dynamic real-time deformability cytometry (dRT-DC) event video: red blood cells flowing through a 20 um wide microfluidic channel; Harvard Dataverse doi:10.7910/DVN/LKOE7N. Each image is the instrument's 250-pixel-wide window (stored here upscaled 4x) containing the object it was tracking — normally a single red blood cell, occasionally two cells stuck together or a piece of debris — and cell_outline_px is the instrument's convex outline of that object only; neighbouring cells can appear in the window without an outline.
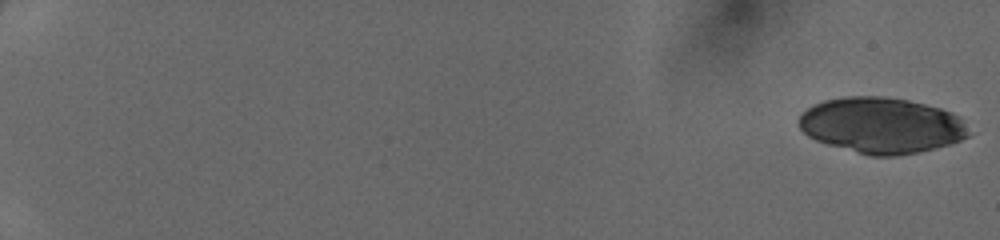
{"species": "human", "species_latin": "Homo sapiens", "temperature_condition": "cold", "stored_images_in_passage": 49, "camera_frame_rate_fps": 3000, "um_per_image_px": 0.085, "donor": {"sex": "female"}, "frame": {"image": 1, "passage_image": 1, "time_ms": 0.0, "image_size_px": [1000, 240], "cell_outline_px": [[972, 132], [968, 136], [960, 140], [948, 144], [920, 152], [896, 156], [872, 156], [828, 144], [816, 140], [808, 136], [796, 124], [796, 120], [800, 112], [812, 104], [824, 100], [844, 96], [880, 96], [908, 100], [940, 108], [952, 112]], "centroid_in_image_um": [74.87, 10.64], "position_along_channel_um": 10.1, "area_um2": 55.37}}
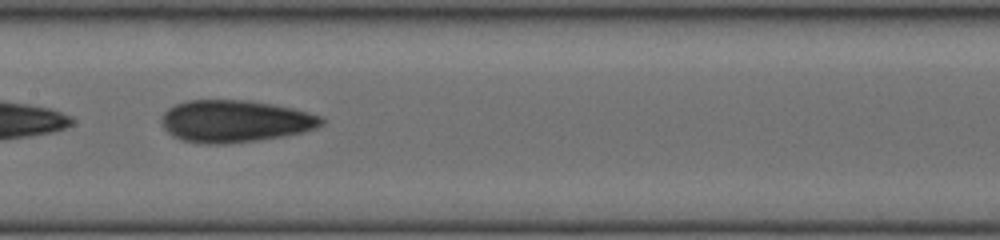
{"frame": {"image": 2, "passage_image": 29, "time_ms": 9.333, "image_size_px": [1000, 240], "cell_outline_px": [[324, 124], [316, 128], [304, 132], [284, 136], [256, 140], [224, 144], [204, 144], [184, 140], [172, 136], [160, 124], [160, 116], [168, 108], [176, 104], [188, 100], [248, 100], [272, 104], [292, 108], [308, 112], [320, 116], [324, 120]], "centroid_in_image_um": [19.95, 10.3], "position_along_channel_um": 187.4, "area_um2": 39.42}}
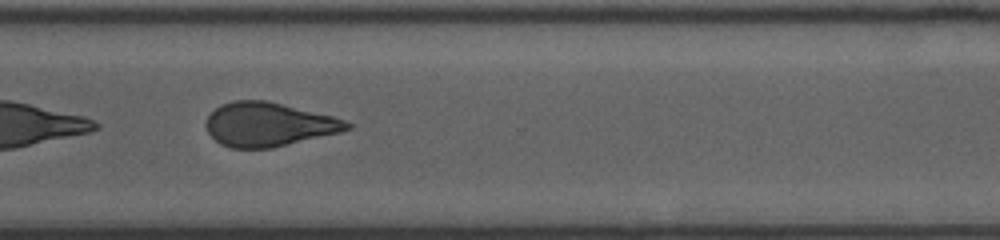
{"frame": {"image": 3, "passage_image": 40, "time_ms": 13.0, "image_size_px": [1000, 240], "cell_outline_px": [[352, 128], [340, 132], [272, 148], [232, 148], [220, 144], [208, 132], [204, 124], [208, 116], [220, 104], [232, 100], [268, 100], [332, 116], [344, 120], [352, 124]], "centroid_in_image_um": [22.81, 10.57], "position_along_channel_um": 347.8, "area_um2": 36.07}}